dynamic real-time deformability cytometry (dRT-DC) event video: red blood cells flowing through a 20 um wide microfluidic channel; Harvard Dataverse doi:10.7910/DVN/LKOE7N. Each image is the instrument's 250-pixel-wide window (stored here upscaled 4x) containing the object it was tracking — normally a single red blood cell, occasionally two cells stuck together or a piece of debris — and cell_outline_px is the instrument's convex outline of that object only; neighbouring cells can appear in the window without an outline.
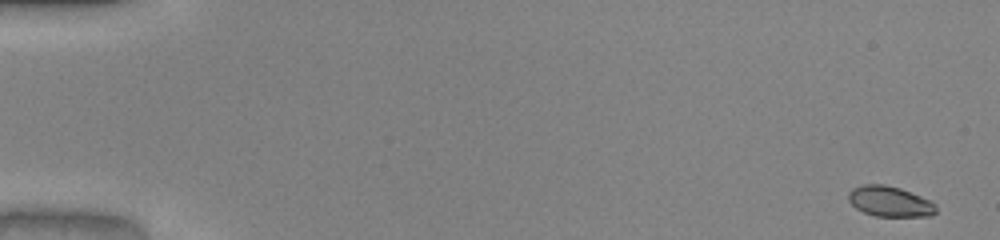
{"species": "common noctule bat (a hibernating species)", "species_latin": "Nyctalus noctula", "temperature_condition": "warm", "stored_images_in_passage": 51, "camera_frame_rate_fps": 3000, "um_per_image_px": 0.085, "animal": {"sex": "male", "body_mass_g": 20.0, "forearm_length_mm": 53.3}, "frame": {"image": 1, "passage_image": 1, "time_ms": 0.0, "image_size_px": [1000, 240], "cell_outline_px": [[936, 212], [932, 216], [876, 216], [864, 212], [856, 208], [848, 200], [848, 192], [852, 188], [864, 184], [884, 184], [900, 188], [932, 200], [936, 204]], "centroid_in_image_um": [75.65, 17.12], "position_along_channel_um": 9.3, "area_um2": 15.66}}
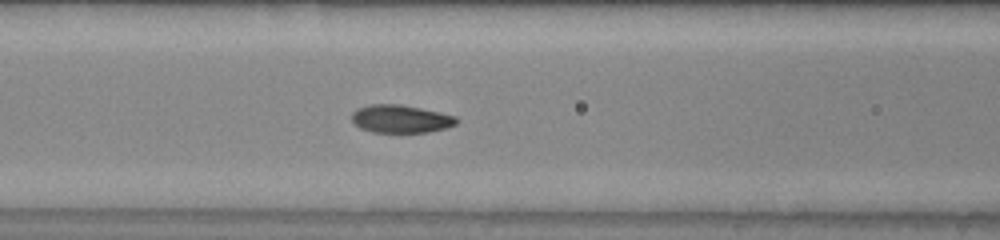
{"frame": {"image": 2, "passage_image": 22, "time_ms": 7.0, "image_size_px": [1000, 240], "cell_outline_px": [[460, 120], [456, 124], [444, 128], [428, 132], [372, 132], [360, 128], [352, 120], [352, 112], [356, 108], [368, 104], [400, 104], [440, 112], [456, 116]], "centroid_in_image_um": [34.05, 10.09], "position_along_channel_um": 132.5, "area_um2": 17.11}}
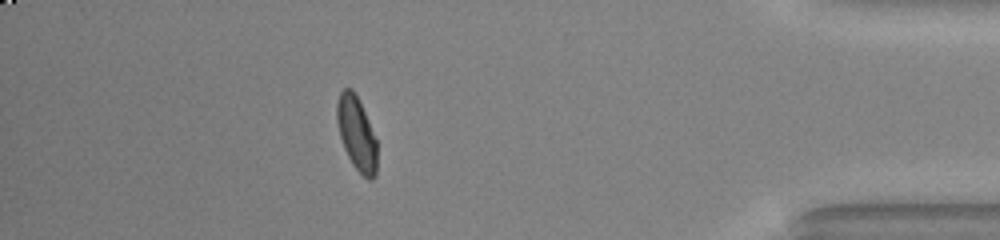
{"frame": {"image": 3, "passage_image": 45, "time_ms": 14.667, "image_size_px": [1000, 240], "cell_outline_px": [[376, 176], [372, 180], [368, 180], [352, 164], [344, 148], [340, 136], [336, 120], [336, 104], [340, 92], [344, 88], [352, 88], [364, 112], [376, 140]], "centroid_in_image_um": [30.29, 11.36], "position_along_channel_um": 404.9, "area_um2": 16.94}, "authors_computed_cell_mechanics": {"area_um2": 16.9932, "velocity_mm_per_s": 4.0918, "shape_relaxation_time_tau1_ms": 4.08, "shape_relaxation_time_tau2_ms": 0.8117, "deformation_change_tau1": 0.1878, "deformation_change_tau2": 0.0507}}